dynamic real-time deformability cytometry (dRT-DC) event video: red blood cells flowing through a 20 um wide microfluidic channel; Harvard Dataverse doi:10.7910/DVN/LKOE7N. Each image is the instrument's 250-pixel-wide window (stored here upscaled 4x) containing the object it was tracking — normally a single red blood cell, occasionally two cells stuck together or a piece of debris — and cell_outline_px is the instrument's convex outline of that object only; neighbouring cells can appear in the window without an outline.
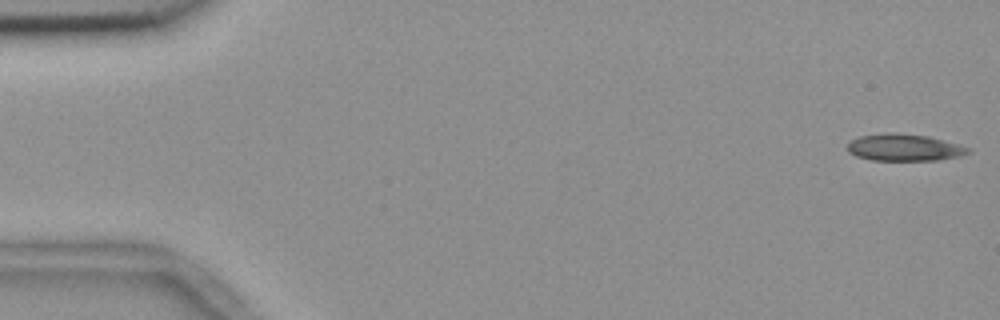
{"species": "common noctule bat (a hibernating species)", "species_latin": "Nyctalus noctula", "temperature_condition": "room temperature", "stored_images_in_passage": 6, "camera_frame_rate_fps": 3000, "um_per_image_px": 0.085, "animal": {"sex": "female", "body_mass_g": 18.4}, "frame": {"image": 1, "passage_image": 1, "time_ms": 0.0, "image_size_px": [1000, 320], "cell_outline_px": [[972, 152], [960, 156], [936, 160], [872, 160], [856, 156], [848, 152], [848, 144], [852, 140], [860, 136], [888, 132], [896, 132], [928, 136], [972, 148]], "centroid_in_image_um": [76.88, 12.53], "position_along_channel_um": 8.1, "area_um2": 18.96}}